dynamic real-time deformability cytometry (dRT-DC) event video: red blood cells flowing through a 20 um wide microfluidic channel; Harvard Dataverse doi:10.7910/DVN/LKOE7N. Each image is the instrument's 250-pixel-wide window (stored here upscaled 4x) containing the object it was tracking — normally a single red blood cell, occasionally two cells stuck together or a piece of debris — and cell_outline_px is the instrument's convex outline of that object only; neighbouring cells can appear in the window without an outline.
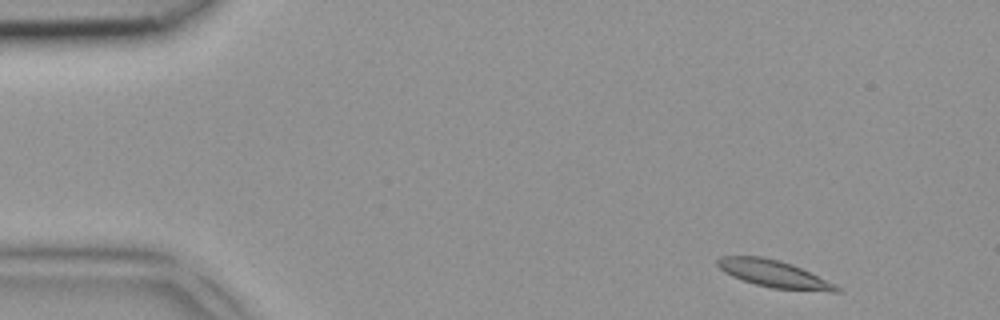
{"species": "common noctule bat (a hibernating species)", "species_latin": "Nyctalus noctula", "temperature_condition": "room temperature", "stored_images_in_passage": 5, "camera_frame_rate_fps": 3000, "um_per_image_px": 0.085, "animal": {"sex": "female", "body_mass_g": 18.4}, "frame": {"image": 1, "passage_image": 1, "time_ms": 0.0, "image_size_px": [1000, 320], "cell_outline_px": [[844, 288], [840, 292], [828, 292], [772, 288], [756, 284], [732, 276], [724, 272], [716, 264], [716, 260], [720, 256], [760, 256], [792, 264], [836, 284]], "centroid_in_image_um": [65.83, 23.29], "position_along_channel_um": 19.2, "area_um2": 18.79}}
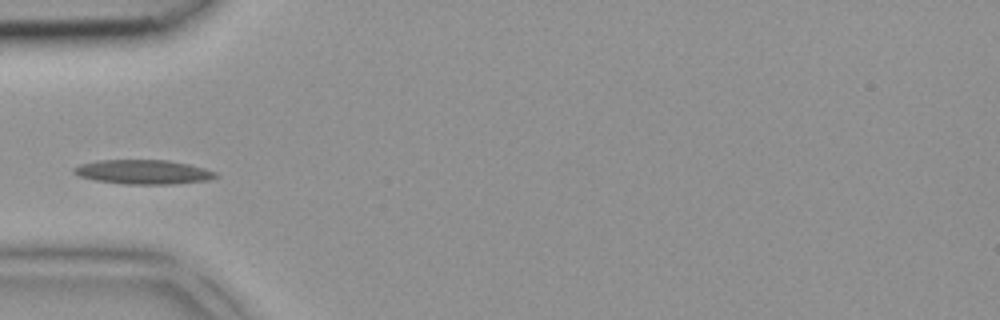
{"frame": {"image": 2, "passage_image": 4, "time_ms": 1.0, "image_size_px": [1000, 320], "cell_outline_px": [[220, 176], [208, 180], [172, 184], [124, 184], [96, 180], [80, 176], [72, 172], [72, 168], [80, 164], [96, 160], [168, 160], [188, 164], [204, 168], [216, 172]], "centroid_in_image_um": [12.17, 14.61], "position_along_channel_um": 72.8, "area_um2": 20.11}}